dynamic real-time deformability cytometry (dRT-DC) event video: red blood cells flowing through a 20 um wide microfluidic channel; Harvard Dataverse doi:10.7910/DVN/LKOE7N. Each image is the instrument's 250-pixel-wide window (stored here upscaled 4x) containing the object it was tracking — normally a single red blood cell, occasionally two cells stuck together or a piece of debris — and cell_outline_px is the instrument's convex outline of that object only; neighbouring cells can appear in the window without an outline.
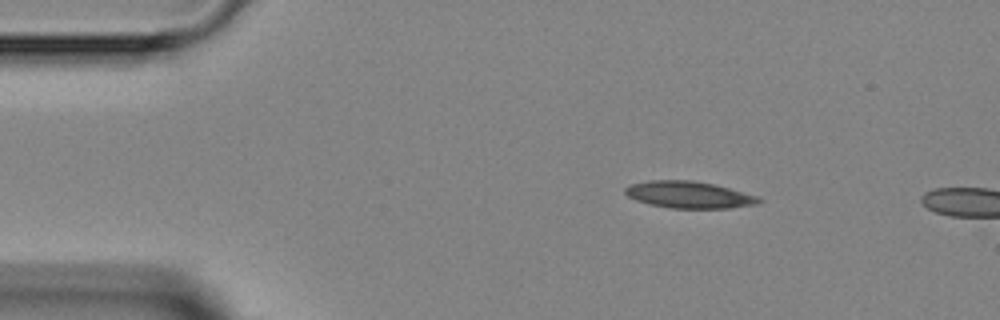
{"species": "Egyptian fruit bat (a non-hibernating species)", "species_latin": "Rousettus aegyptiacus", "temperature_condition": "room temperature", "stored_images_in_passage": 3, "camera_frame_rate_fps": 3000, "um_per_image_px": 0.085, "animal": {"sex": "female"}, "frame": {"image": 1, "passage_image": 1, "time_ms": 0.0, "image_size_px": [1000, 320], "cell_outline_px": [[764, 200], [760, 204], [728, 208], [668, 208], [648, 204], [636, 200], [628, 196], [624, 192], [624, 188], [632, 184], [652, 180], [692, 180], [712, 184], [728, 188], [756, 196]], "centroid_in_image_um": [58.55, 16.56], "position_along_channel_um": 26.4, "area_um2": 20.81}}
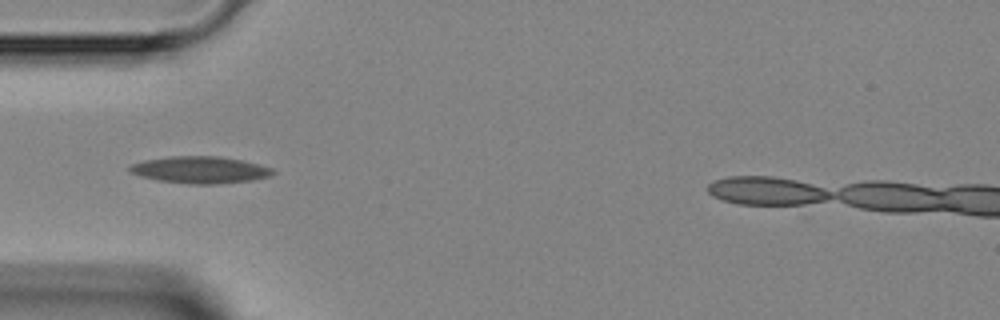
{"frame": {"image": 2, "passage_image": 3, "time_ms": 2.333, "image_size_px": [1000, 320], "cell_outline_px": [[276, 172], [268, 176], [252, 180], [216, 184], [188, 184], [156, 180], [140, 176], [128, 172], [128, 168], [132, 164], [144, 160], [172, 156], [220, 156], [240, 160], [272, 168]], "centroid_in_image_um": [16.96, 14.44], "position_along_channel_um": 68.0, "area_um2": 22.37}}